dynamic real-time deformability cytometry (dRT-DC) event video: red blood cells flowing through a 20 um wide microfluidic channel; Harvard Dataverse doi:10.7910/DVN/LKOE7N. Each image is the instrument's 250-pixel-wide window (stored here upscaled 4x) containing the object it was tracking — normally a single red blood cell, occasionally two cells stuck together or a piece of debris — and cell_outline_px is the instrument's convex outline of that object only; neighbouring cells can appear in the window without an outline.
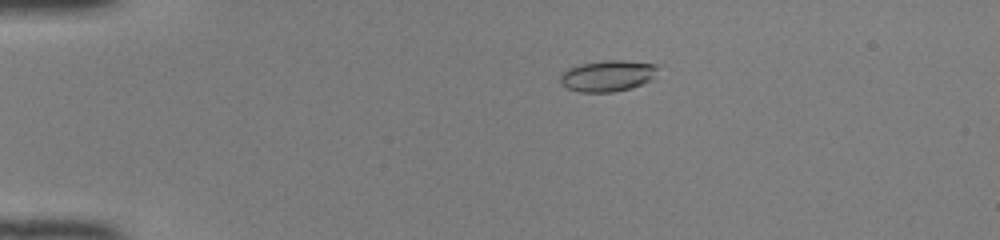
{"species": "common noctule bat (a hibernating species)", "species_latin": "Nyctalus noctula", "temperature_condition": "room temperature", "stored_images_in_passage": 46, "camera_frame_rate_fps": 3000, "um_per_image_px": 0.085, "animal": {"sex": "female", "body_mass_g": 22.0, "forearm_length_mm": 56.7}, "frame": {"image": 1, "passage_image": 7, "time_ms": 2.0, "image_size_px": [1000, 240], "cell_outline_px": [[660, 68], [652, 80], [632, 88], [612, 92], [580, 92], [568, 88], [560, 84], [560, 76], [568, 68], [580, 64], [608, 60], [624, 60], [656, 64]], "centroid_in_image_um": [51.69, 6.44], "position_along_channel_um": 33.3, "area_um2": 17.86}}
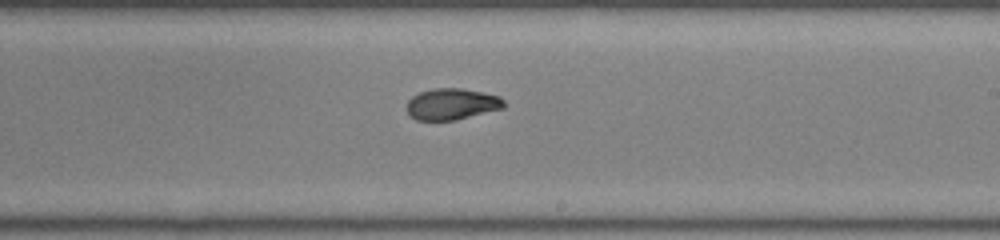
{"frame": {"image": 2, "passage_image": 27, "time_ms": 8.667, "image_size_px": [1000, 240], "cell_outline_px": [[504, 108], [456, 120], [416, 120], [408, 112], [408, 100], [412, 96], [420, 92], [436, 88], [460, 88], [500, 96], [504, 100]], "centroid_in_image_um": [38.42, 8.85], "position_along_channel_um": 250.6, "area_um2": 17.57}}
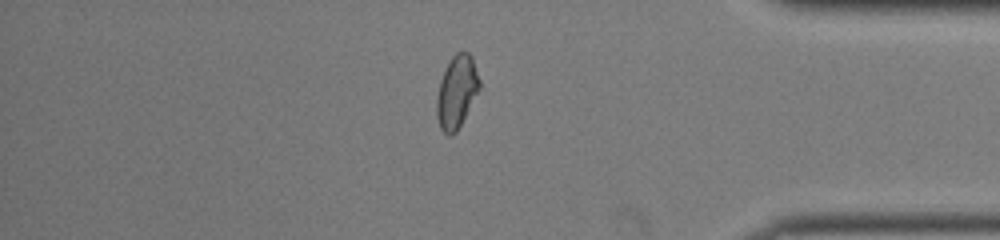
{"frame": {"image": 3, "passage_image": 39, "time_ms": 12.667, "image_size_px": [1000, 240], "cell_outline_px": [[480, 88], [456, 132], [452, 136], [448, 136], [440, 128], [436, 116], [436, 100], [440, 80], [452, 56], [456, 52], [468, 52], [472, 56], [480, 80]], "centroid_in_image_um": [38.81, 7.81], "position_along_channel_um": 396.4, "area_um2": 17.98}, "authors_computed_cell_mechanics": {"area_um2": 17.8891, "velocity_mm_per_s": 4.156, "shape_relaxation_time_tau1_ms": 11.1684, "shape_relaxation_time_tau2_ms": 1.5281, "deformation_change_tau1": 0.2717, "deformation_change_tau2": 0.0662}}